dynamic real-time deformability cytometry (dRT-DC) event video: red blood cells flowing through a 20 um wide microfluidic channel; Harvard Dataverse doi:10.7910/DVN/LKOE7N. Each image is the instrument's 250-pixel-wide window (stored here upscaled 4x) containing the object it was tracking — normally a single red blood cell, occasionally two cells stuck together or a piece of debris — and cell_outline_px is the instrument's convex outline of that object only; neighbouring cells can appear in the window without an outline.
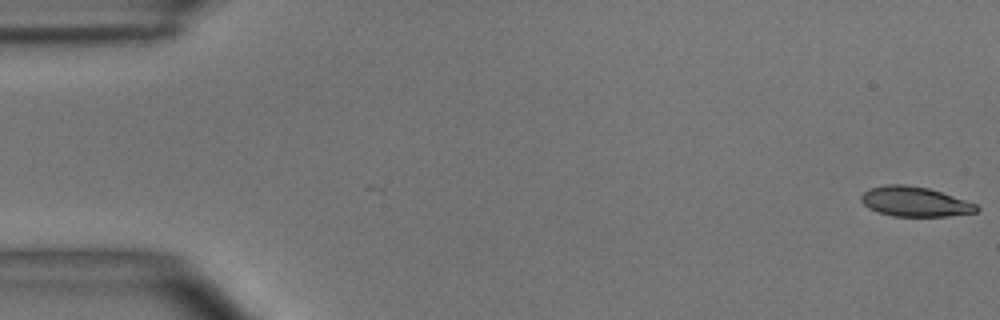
{"species": "common noctule bat (a hibernating species)", "species_latin": "Nyctalus noctula", "temperature_condition": "room temperature", "stored_images_in_passage": 56, "camera_frame_rate_fps": 3000, "um_per_image_px": 0.085, "animal": {"sex": "male", "body_mass_g": 15.6}, "frame": {"image": 1, "passage_image": 1, "time_ms": 0.0, "image_size_px": [1000, 320], "cell_outline_px": [[980, 208], [976, 212], [948, 216], [892, 216], [868, 208], [860, 200], [860, 196], [868, 188], [888, 184], [904, 184], [928, 188], [976, 204]], "centroid_in_image_um": [77.72, 17.14], "position_along_channel_um": 7.3, "area_um2": 19.88}}
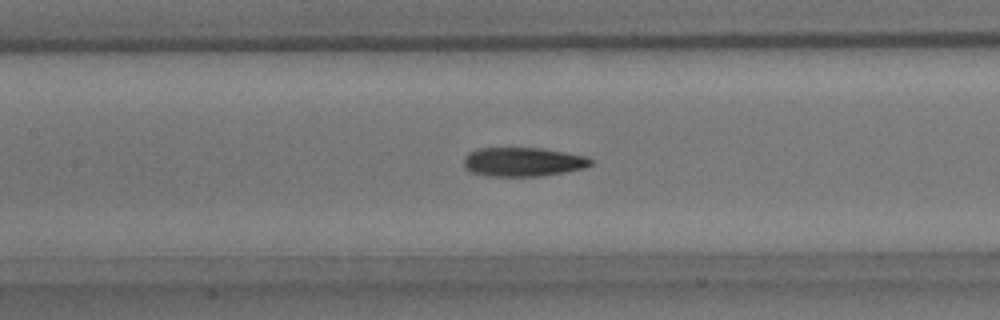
{"frame": {"image": 2, "passage_image": 25, "time_ms": 8.0, "image_size_px": [1000, 320], "cell_outline_px": [[592, 164], [584, 168], [564, 172], [540, 176], [488, 176], [472, 172], [464, 168], [464, 156], [468, 152], [480, 148], [540, 148], [564, 152], [584, 156], [592, 160]], "centroid_in_image_um": [44.41, 13.76], "position_along_channel_um": 163.0, "area_um2": 21.39}}
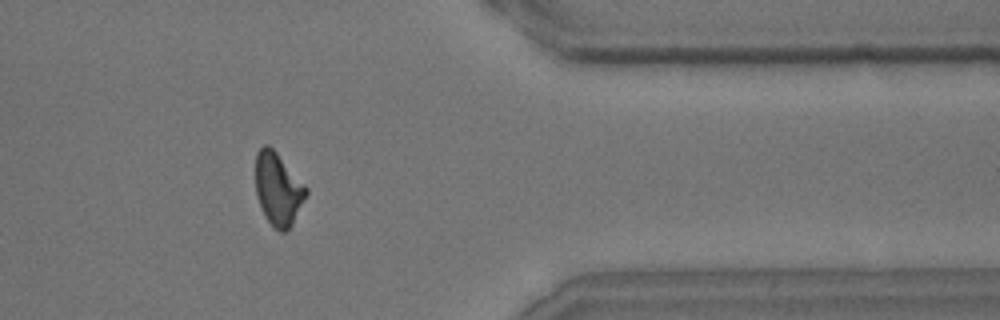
{"frame": {"image": 3, "passage_image": 45, "time_ms": 14.667, "image_size_px": [1000, 320], "cell_outline_px": [[308, 192], [292, 224], [284, 232], [280, 232], [264, 216], [256, 196], [256, 152], [264, 144], [268, 144], [276, 152], [308, 188]], "centroid_in_image_um": [23.62, 16.05], "position_along_channel_um": 387.8, "area_um2": 21.15}, "authors_computed_cell_mechanics": {"area_um2": 21.386, "velocity_mm_per_s": 3.651, "shape_relaxation_time_tau1_ms": 5.3439, "shape_relaxation_time_tau2_ms": 3.8818, "deformation_change_tau1": 0.1768, "deformation_change_tau2": 0.1219}}